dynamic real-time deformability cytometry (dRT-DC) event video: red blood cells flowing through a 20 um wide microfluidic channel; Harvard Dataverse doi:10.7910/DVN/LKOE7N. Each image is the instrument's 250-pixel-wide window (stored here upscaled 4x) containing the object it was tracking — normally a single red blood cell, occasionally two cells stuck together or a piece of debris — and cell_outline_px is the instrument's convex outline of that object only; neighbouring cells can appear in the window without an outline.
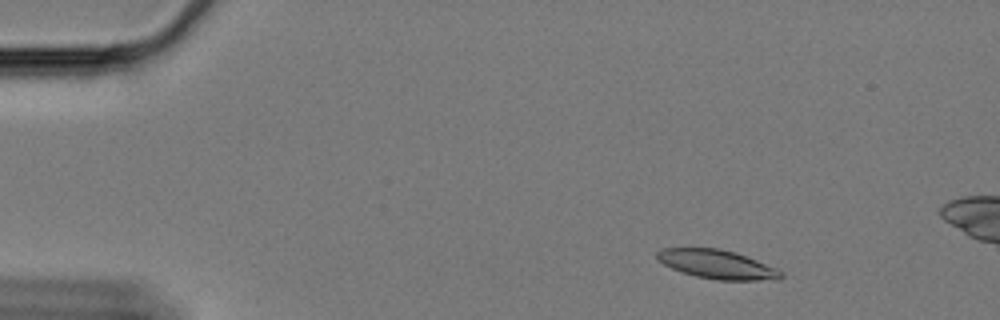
{"species": "Egyptian fruit bat (a non-hibernating species)", "species_latin": "Rousettus aegyptiacus", "temperature_condition": "cold", "stored_images_in_passage": 59, "camera_frame_rate_fps": 3000, "um_per_image_px": 0.085, "animal": {"sex": "female"}, "frame": {"image": 1, "passage_image": 6, "time_ms": 1.667, "image_size_px": [1000, 320], "cell_outline_px": [[784, 276], [780, 280], [716, 280], [696, 276], [672, 268], [656, 260], [656, 252], [660, 248], [720, 248], [736, 252], [776, 268], [784, 272]], "centroid_in_image_um": [60.97, 22.47], "position_along_channel_um": 24.0, "area_um2": 20.98}}
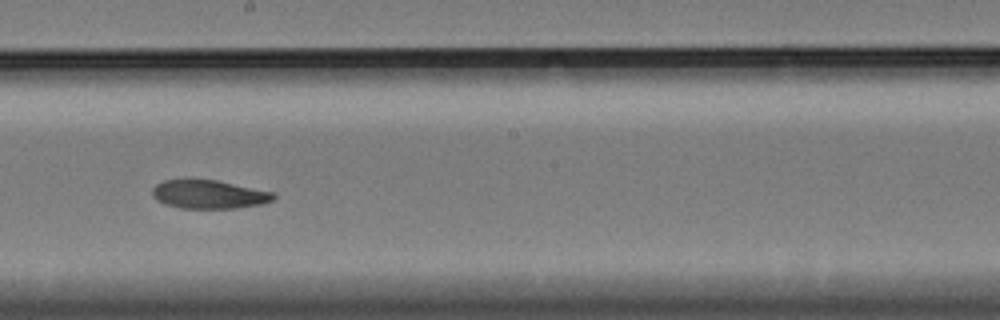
{"frame": {"image": 2, "passage_image": 32, "time_ms": 10.333, "image_size_px": [1000, 320], "cell_outline_px": [[276, 196], [272, 200], [260, 204], [236, 208], [180, 208], [164, 204], [156, 200], [152, 196], [152, 188], [156, 184], [164, 180], [216, 180], [276, 192]], "centroid_in_image_um": [17.75, 16.52], "position_along_channel_um": 230.4, "area_um2": 20.17}}
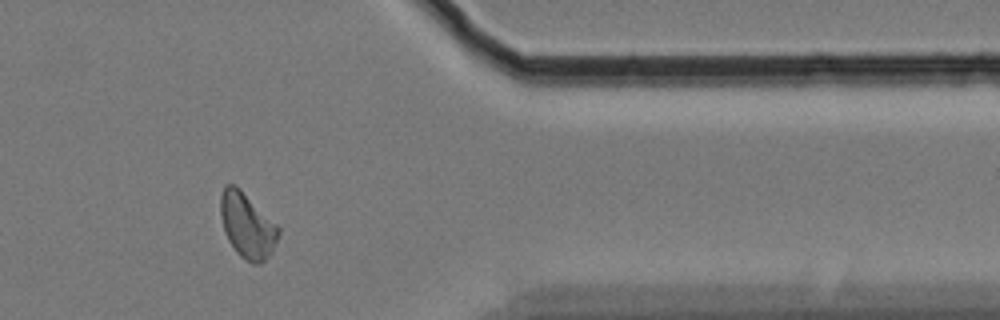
{"frame": {"image": 3, "passage_image": 48, "time_ms": 15.667, "image_size_px": [1000, 320], "cell_outline_px": [[280, 232], [272, 252], [260, 264], [252, 264], [240, 256], [236, 252], [228, 240], [224, 232], [220, 216], [220, 196], [224, 184], [236, 184], [280, 228]], "centroid_in_image_um": [20.99, 19.16], "position_along_channel_um": 390.4, "area_um2": 22.08}, "authors_computed_cell_mechanics": {"area_um2": 21.0392, "velocity_mm_per_s": 3.3044, "shape_relaxation_time_tau1_ms": 6.8163, "shape_relaxation_time_tau2_ms": null, "deformation_change_tau1": 0.1637, "deformation_change_tau2": null}}